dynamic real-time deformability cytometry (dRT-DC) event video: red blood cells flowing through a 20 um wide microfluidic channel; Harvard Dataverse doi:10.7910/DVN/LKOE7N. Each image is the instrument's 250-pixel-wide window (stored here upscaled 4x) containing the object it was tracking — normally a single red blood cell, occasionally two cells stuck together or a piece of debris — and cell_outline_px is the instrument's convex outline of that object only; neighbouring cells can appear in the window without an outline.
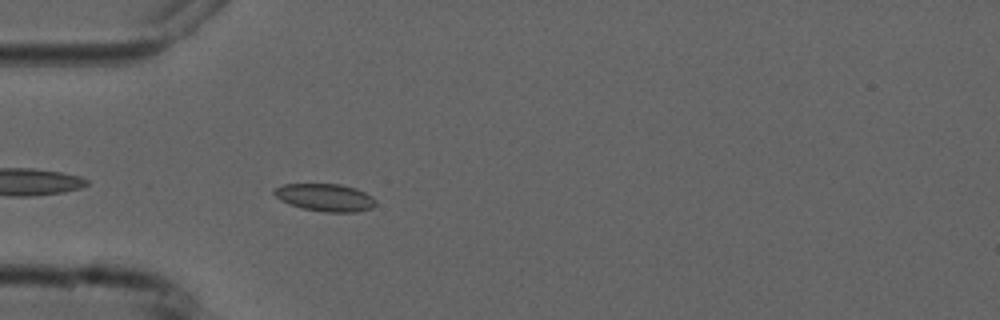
{"species": "common noctule bat (a hibernating species)", "species_latin": "Nyctalus noctula", "temperature_condition": "cold", "stored_images_in_passage": 4, "camera_frame_rate_fps": 3000, "um_per_image_px": 0.085, "animal": {"sex": "male", "forearm_length_mm": 52.5}, "frame": {"image": 1, "passage_image": 4, "time_ms": 4.333, "image_size_px": [1000, 320], "cell_outline_px": [[376, 204], [372, 208], [356, 212], [324, 212], [304, 208], [288, 204], [280, 200], [272, 192], [276, 188], [284, 184], [340, 184], [356, 188], [372, 196], [376, 200]], "centroid_in_image_um": [27.66, 16.79], "position_along_channel_um": 57.3, "area_um2": 16.3}}